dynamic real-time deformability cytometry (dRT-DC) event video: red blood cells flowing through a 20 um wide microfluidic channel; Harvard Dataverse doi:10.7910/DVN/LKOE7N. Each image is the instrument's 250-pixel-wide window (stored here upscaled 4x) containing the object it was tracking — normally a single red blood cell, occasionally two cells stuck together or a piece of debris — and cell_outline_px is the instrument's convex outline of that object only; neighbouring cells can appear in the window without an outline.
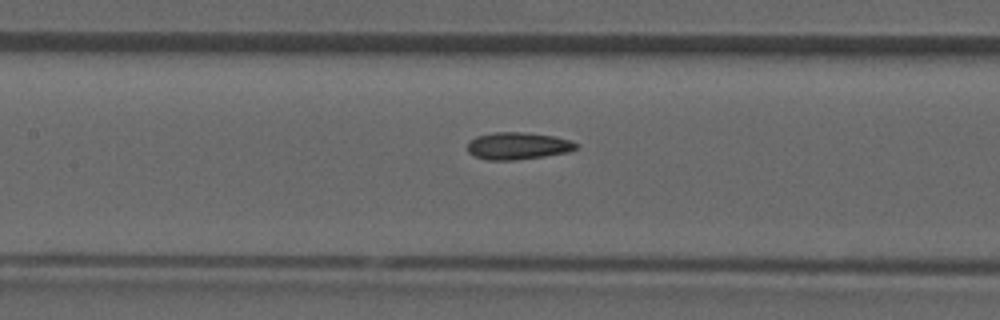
{"species": "common noctule bat (a hibernating species)", "species_latin": "Nyctalus noctula", "temperature_condition": "room temperature", "stored_images_in_passage": 38, "camera_frame_rate_fps": 3000, "um_per_image_px": 0.085, "animal": {"sex": "male", "forearm_length_mm": 52.5}, "frame": {"image": 1, "passage_image": 16, "time_ms": 5.0, "image_size_px": [1000, 320], "cell_outline_px": [[576, 148], [568, 152], [544, 156], [512, 160], [488, 160], [476, 156], [468, 152], [468, 140], [476, 136], [492, 132], [524, 132], [552, 136], [568, 140], [576, 144]], "centroid_in_image_um": [43.95, 12.39], "position_along_channel_um": 163.4, "area_um2": 16.99}}